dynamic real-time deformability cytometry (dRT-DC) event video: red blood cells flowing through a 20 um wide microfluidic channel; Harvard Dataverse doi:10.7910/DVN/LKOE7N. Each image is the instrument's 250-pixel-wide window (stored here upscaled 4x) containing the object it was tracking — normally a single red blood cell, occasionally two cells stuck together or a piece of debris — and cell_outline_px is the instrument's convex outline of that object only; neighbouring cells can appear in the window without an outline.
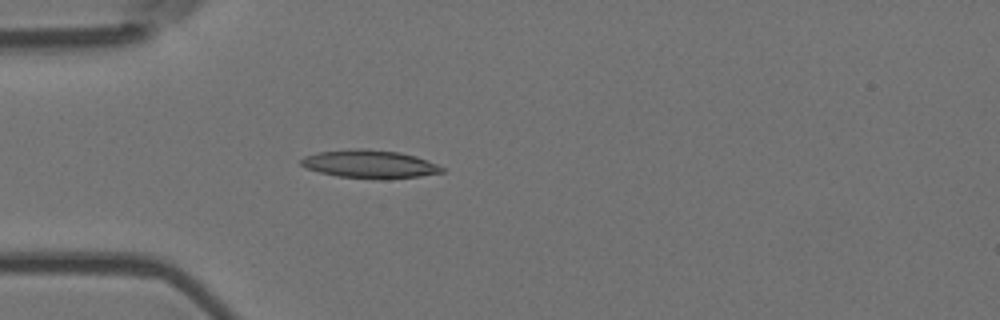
{"species": "Egyptian fruit bat (a non-hibernating species)", "species_latin": "Rousettus aegyptiacus", "temperature_condition": "room temperature", "stored_images_in_passage": 5, "camera_frame_rate_fps": 3000, "um_per_image_px": 0.085, "animal": {"sex": "female"}, "frame": {"image": 1, "passage_image": 5, "time_ms": 1.333, "image_size_px": [1000, 320], "cell_outline_px": [[444, 172], [420, 176], [384, 180], [336, 176], [320, 172], [308, 168], [300, 164], [300, 160], [304, 156], [316, 152], [356, 148], [364, 148], [400, 152], [416, 156], [428, 160], [444, 168]], "centroid_in_image_um": [31.43, 13.95], "position_along_channel_um": 53.6, "area_um2": 23.35}}